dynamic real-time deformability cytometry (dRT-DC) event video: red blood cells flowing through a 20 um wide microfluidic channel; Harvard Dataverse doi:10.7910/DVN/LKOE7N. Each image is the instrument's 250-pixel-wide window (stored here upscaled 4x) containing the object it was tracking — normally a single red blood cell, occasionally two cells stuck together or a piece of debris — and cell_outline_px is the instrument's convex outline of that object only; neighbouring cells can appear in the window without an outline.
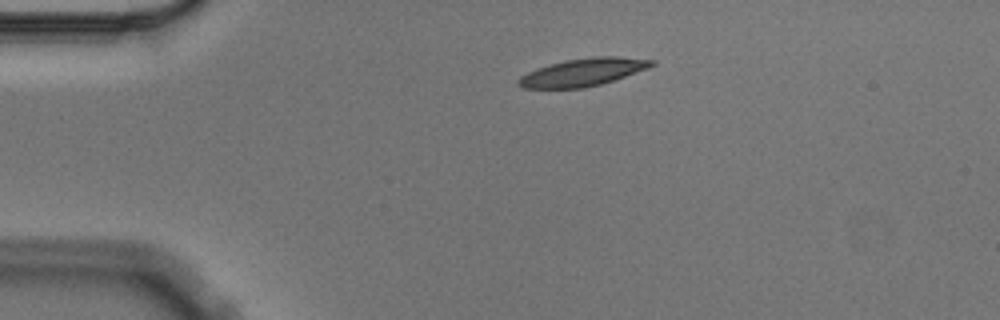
{"species": "Egyptian fruit bat (a non-hibernating species)", "species_latin": "Rousettus aegyptiacus", "temperature_condition": "cold", "stored_images_in_passage": 2, "camera_frame_rate_fps": 3000, "um_per_image_px": 0.085, "animal": {"sex": "male"}, "frame": {"image": 1, "passage_image": 1, "time_ms": 0.0, "image_size_px": [1000, 320], "cell_outline_px": [[656, 64], [648, 68], [600, 84], [584, 88], [524, 88], [516, 84], [516, 80], [520, 76], [536, 68], [564, 60], [592, 56], [616, 56], [656, 60]], "centroid_in_image_um": [49.52, 6.13], "position_along_channel_um": 35.5, "area_um2": 21.5}}